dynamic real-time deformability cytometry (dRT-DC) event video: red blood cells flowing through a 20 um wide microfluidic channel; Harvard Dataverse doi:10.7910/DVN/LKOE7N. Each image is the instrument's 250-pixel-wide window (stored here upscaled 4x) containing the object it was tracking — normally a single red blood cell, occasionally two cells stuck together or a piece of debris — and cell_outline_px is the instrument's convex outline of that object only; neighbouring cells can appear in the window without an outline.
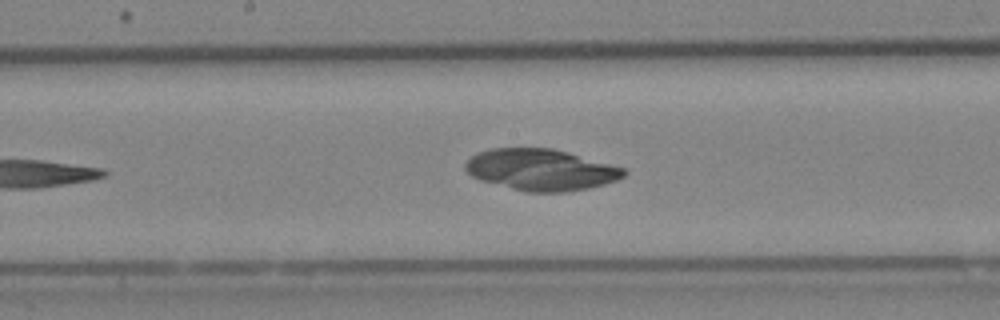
{"species": "Egyptian fruit bat (a non-hibernating species)", "species_latin": "Rousettus aegyptiacus", "temperature_condition": "cold", "stored_images_in_passage": 36, "camera_frame_rate_fps": 3000, "um_per_image_px": 0.085, "animal": {"sex": "female"}, "frame": {"image": 1, "passage_image": 15, "time_ms": 4.667, "image_size_px": [1000, 320], "cell_outline_px": [[628, 172], [624, 176], [616, 180], [604, 184], [588, 188], [568, 192], [524, 192], [480, 180], [472, 176], [464, 168], [464, 164], [476, 152], [492, 148], [552, 148], [568, 152], [624, 168]], "centroid_in_image_um": [45.96, 14.43], "position_along_channel_um": 202.2, "area_um2": 38.26}}
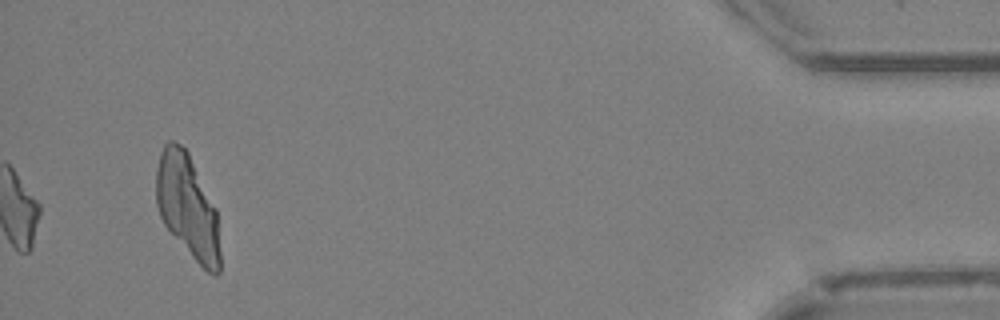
{"frame": {"image": 2, "passage_image": 36, "time_ms": 11.667, "image_size_px": [1000, 320], "cell_outline_px": [[220, 272], [216, 276], [208, 272], [192, 256], [164, 224], [160, 216], [156, 204], [156, 168], [160, 152], [164, 144], [168, 140], [172, 140], [180, 144], [188, 152], [216, 208], [220, 252]], "centroid_in_image_um": [15.93, 17.51], "position_along_channel_um": 419.3, "area_um2": 38.38}}